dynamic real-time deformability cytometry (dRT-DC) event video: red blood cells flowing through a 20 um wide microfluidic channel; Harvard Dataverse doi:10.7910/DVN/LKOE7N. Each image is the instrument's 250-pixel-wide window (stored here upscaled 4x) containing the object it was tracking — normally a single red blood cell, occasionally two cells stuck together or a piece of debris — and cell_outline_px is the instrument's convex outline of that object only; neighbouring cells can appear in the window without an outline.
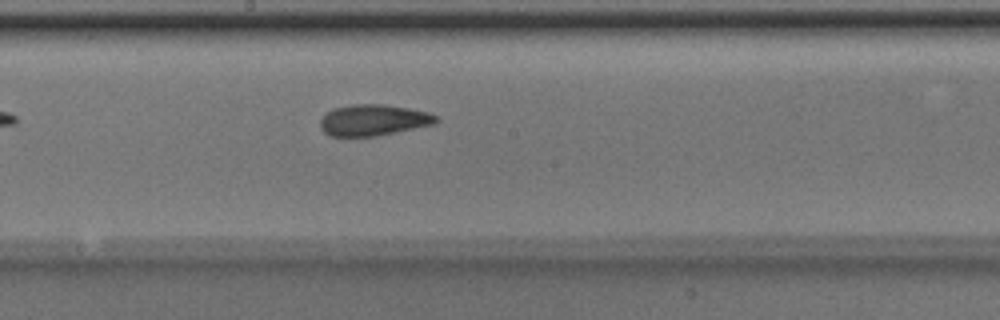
{"species": "Egyptian fruit bat (a non-hibernating species)", "species_latin": "Rousettus aegyptiacus", "temperature_condition": "room temperature", "stored_images_in_passage": 21, "camera_frame_rate_fps": 3000, "um_per_image_px": 0.085, "animal": {"sex": "male"}, "frame": {"image": 1, "passage_image": 12, "time_ms": 3.667, "image_size_px": [1000, 320], "cell_outline_px": [[440, 120], [436, 124], [376, 136], [328, 136], [320, 128], [320, 120], [332, 108], [348, 104], [384, 104], [408, 108], [428, 112], [436, 116]], "centroid_in_image_um": [31.74, 10.2], "position_along_channel_um": 216.5, "area_um2": 21.21}}
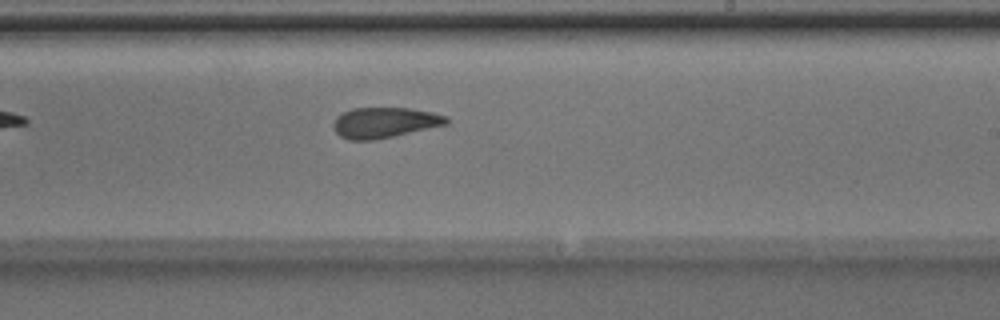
{"frame": {"image": 2, "passage_image": 15, "time_ms": 4.667, "image_size_px": [1000, 320], "cell_outline_px": [[448, 124], [376, 140], [348, 140], [340, 136], [332, 128], [332, 124], [336, 116], [352, 108], [408, 108], [432, 112], [444, 116], [448, 120]], "centroid_in_image_um": [32.63, 10.43], "position_along_channel_um": 256.4, "area_um2": 20.11}}
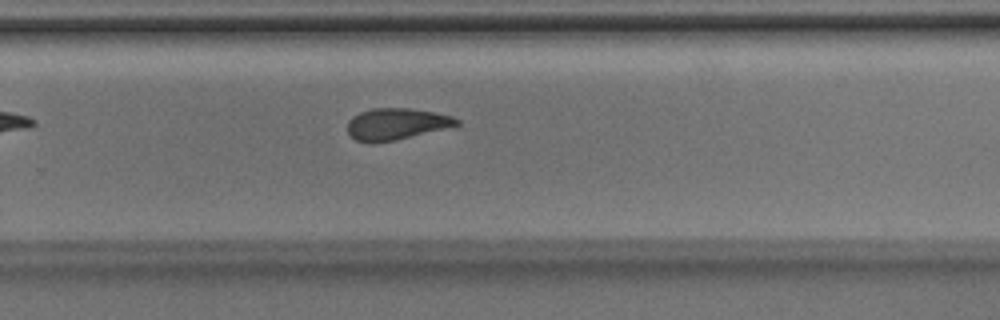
{"frame": {"image": 3, "passage_image": 18, "time_ms": 5.667, "image_size_px": [1000, 320], "cell_outline_px": [[460, 124], [396, 140], [372, 144], [368, 144], [356, 140], [348, 132], [348, 120], [352, 116], [360, 112], [372, 108], [412, 108], [452, 116], [460, 120]], "centroid_in_image_um": [33.64, 10.54], "position_along_channel_um": 296.2, "area_um2": 20.06}}